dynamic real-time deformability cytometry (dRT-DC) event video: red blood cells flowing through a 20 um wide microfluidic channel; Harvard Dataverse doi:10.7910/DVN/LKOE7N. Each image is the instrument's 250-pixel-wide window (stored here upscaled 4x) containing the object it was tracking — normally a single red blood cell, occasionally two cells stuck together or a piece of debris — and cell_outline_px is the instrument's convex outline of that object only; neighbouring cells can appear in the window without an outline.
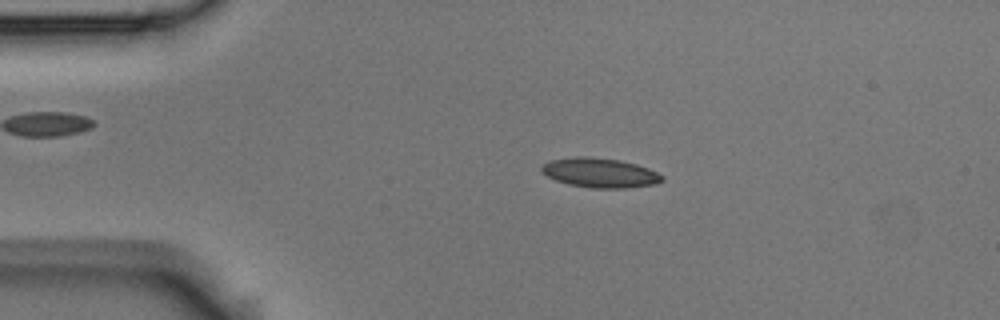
{"species": "Egyptian fruit bat (a non-hibernating species)", "species_latin": "Rousettus aegyptiacus", "temperature_condition": "room temperature", "stored_images_in_passage": 53, "camera_frame_rate_fps": 3000, "um_per_image_px": 0.085, "animal": {"sex": "male"}, "frame": {"image": 1, "passage_image": 10, "time_ms": 3.0, "image_size_px": [1000, 320], "cell_outline_px": [[664, 180], [656, 184], [624, 188], [592, 188], [568, 184], [556, 180], [548, 176], [540, 168], [548, 160], [576, 156], [588, 156], [620, 160], [636, 164], [648, 168], [664, 176]], "centroid_in_image_um": [51.01, 14.68], "position_along_channel_um": 34.0, "area_um2": 20.75}}
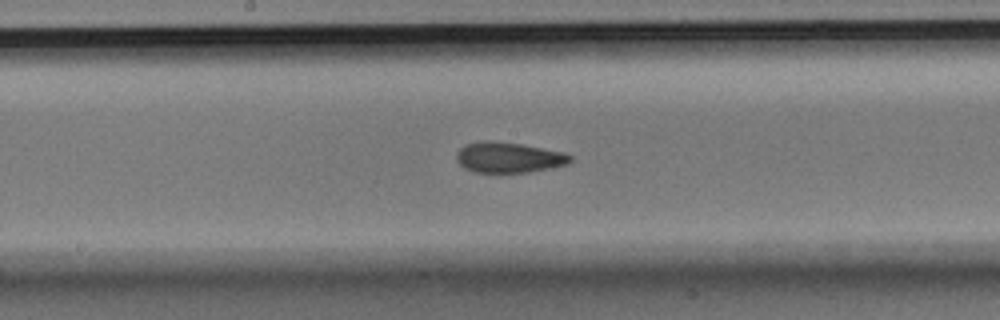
{"frame": {"image": 2, "passage_image": 27, "time_ms": 8.667, "image_size_px": [1000, 320], "cell_outline_px": [[572, 160], [568, 164], [552, 168], [528, 172], [500, 176], [472, 172], [464, 168], [456, 160], [456, 152], [464, 144], [480, 140], [488, 140], [520, 144], [564, 152], [572, 156]], "centroid_in_image_um": [43.18, 13.43], "position_along_channel_um": 205.0, "area_um2": 21.21}}
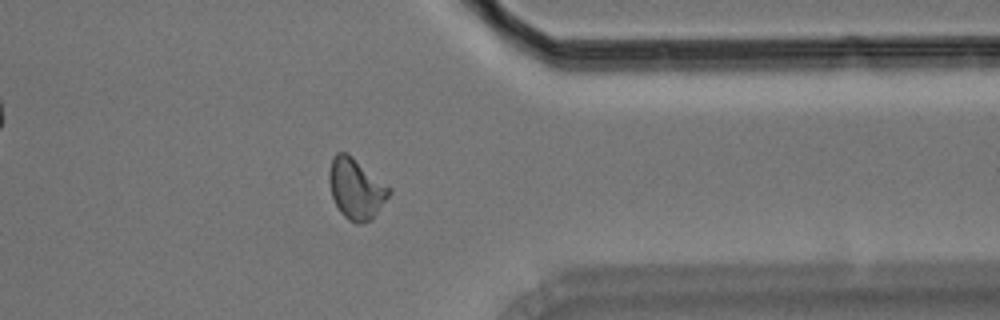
{"frame": {"image": 3, "passage_image": 42, "time_ms": 13.667, "image_size_px": [1000, 320], "cell_outline_px": [[392, 192], [372, 220], [360, 224], [356, 224], [348, 220], [340, 212], [332, 196], [328, 180], [328, 172], [332, 156], [336, 152], [348, 152], [392, 188]], "centroid_in_image_um": [30.27, 16.02], "position_along_channel_um": 381.1, "area_um2": 21.62}, "authors_computed_cell_mechanics": {"area_um2": 20.23, "velocity_mm_per_s": 3.7026, "shape_relaxation_time_tau1_ms": 9.2279, "shape_relaxation_time_tau2_ms": 2.161, "deformation_change_tau1": 0.1805, "deformation_change_tau2": 0.0743}}